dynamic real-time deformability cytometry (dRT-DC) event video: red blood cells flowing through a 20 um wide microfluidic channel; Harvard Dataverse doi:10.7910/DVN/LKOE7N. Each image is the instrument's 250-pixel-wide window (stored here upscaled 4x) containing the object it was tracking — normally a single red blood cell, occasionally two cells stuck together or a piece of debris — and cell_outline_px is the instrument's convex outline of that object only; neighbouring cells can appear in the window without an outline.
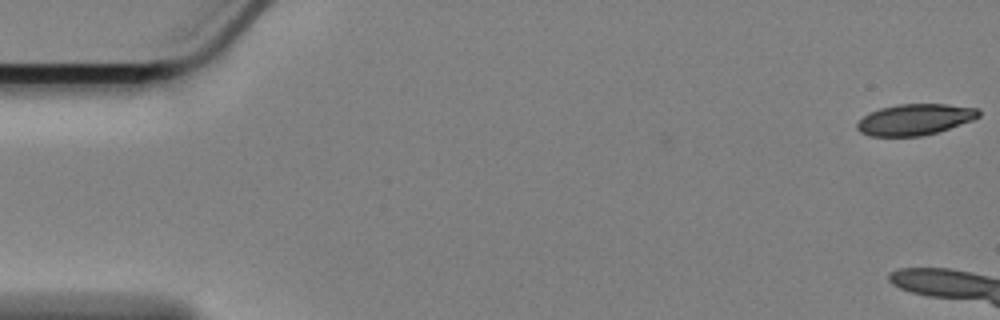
{"species": "Egyptian fruit bat (a non-hibernating species)", "species_latin": "Rousettus aegyptiacus", "temperature_condition": "cold", "stored_images_in_passage": 8, "camera_frame_rate_fps": 3000, "um_per_image_px": 0.085, "animal": {"sex": "female"}, "frame": {"image": 1, "passage_image": 1, "time_ms": 0.0, "image_size_px": [1000, 320], "cell_outline_px": [[980, 116], [972, 120], [936, 132], [920, 136], [868, 136], [860, 132], [856, 128], [856, 124], [868, 112], [880, 108], [900, 104], [948, 104], [976, 108], [980, 112]], "centroid_in_image_um": [77.73, 10.15], "position_along_channel_um": 7.3, "area_um2": 21.91}}